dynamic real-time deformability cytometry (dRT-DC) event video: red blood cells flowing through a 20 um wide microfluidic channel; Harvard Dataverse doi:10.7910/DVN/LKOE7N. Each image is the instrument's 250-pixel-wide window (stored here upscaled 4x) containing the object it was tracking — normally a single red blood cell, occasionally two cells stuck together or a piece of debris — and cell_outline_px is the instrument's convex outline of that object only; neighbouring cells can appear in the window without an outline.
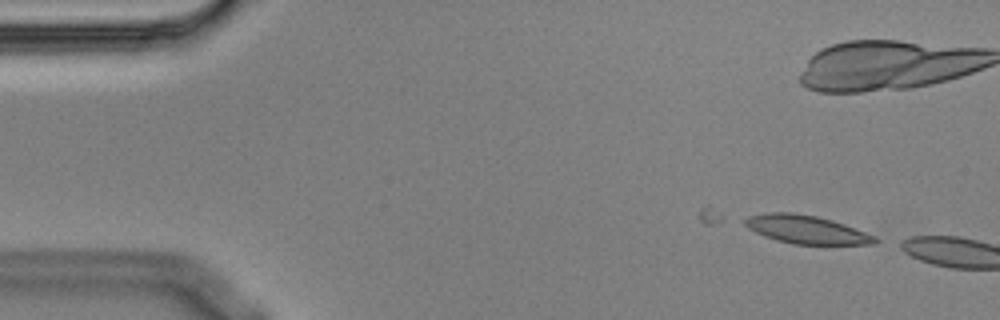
{"species": "Egyptian fruit bat (a non-hibernating species)", "species_latin": "Rousettus aegyptiacus", "temperature_condition": "cold", "stored_images_in_passage": 2, "camera_frame_rate_fps": 3000, "um_per_image_px": 0.085, "animal": {"sex": "male"}, "frame": {"image": 1, "passage_image": 1, "time_ms": 0.0, "image_size_px": [1000, 320], "cell_outline_px": [[884, 240], [876, 244], [792, 244], [776, 240], [764, 236], [748, 228], [740, 220], [748, 216], [768, 212], [792, 212], [816, 216], [832, 220], [844, 224], [876, 236]], "centroid_in_image_um": [68.55, 19.51], "position_along_channel_um": 16.5, "area_um2": 21.68}}